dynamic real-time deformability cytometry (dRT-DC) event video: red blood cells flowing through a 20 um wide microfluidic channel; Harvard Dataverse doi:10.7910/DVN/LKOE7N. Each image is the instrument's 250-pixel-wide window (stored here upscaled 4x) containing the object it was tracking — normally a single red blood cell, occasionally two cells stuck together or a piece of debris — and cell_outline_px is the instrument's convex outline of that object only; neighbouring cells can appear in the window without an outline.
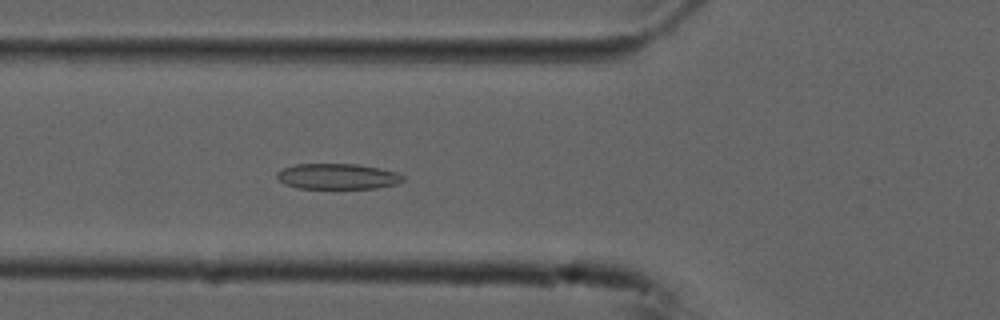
{"species": "common noctule bat (a hibernating species)", "species_latin": "Nyctalus noctula", "temperature_condition": "cold", "stored_images_in_passage": 43, "camera_frame_rate_fps": 3000, "um_per_image_px": 0.085, "animal": {"sex": "male", "forearm_length_mm": 52.5}, "frame": {"image": 1, "passage_image": 8, "time_ms": 2.333, "image_size_px": [1000, 320], "cell_outline_px": [[404, 180], [396, 184], [376, 188], [296, 188], [284, 184], [276, 176], [276, 172], [284, 168], [296, 164], [356, 164], [380, 168], [396, 172], [404, 176]], "centroid_in_image_um": [28.68, 14.99], "position_along_channel_um": 97.1, "area_um2": 18.79}}
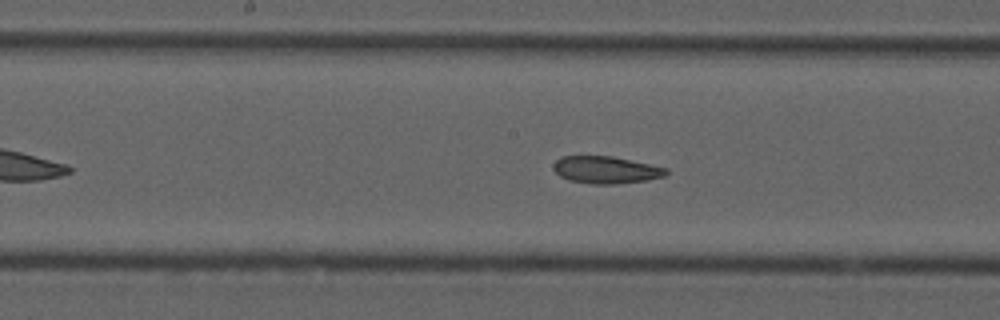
{"frame": {"image": 2, "passage_image": 16, "time_ms": 5.0, "image_size_px": [1000, 320], "cell_outline_px": [[668, 172], [664, 176], [648, 180], [616, 184], [592, 184], [568, 180], [560, 176], [552, 168], [552, 164], [560, 156], [612, 156], [668, 168]], "centroid_in_image_um": [51.48, 14.44], "position_along_channel_um": 196.7, "area_um2": 17.98}}
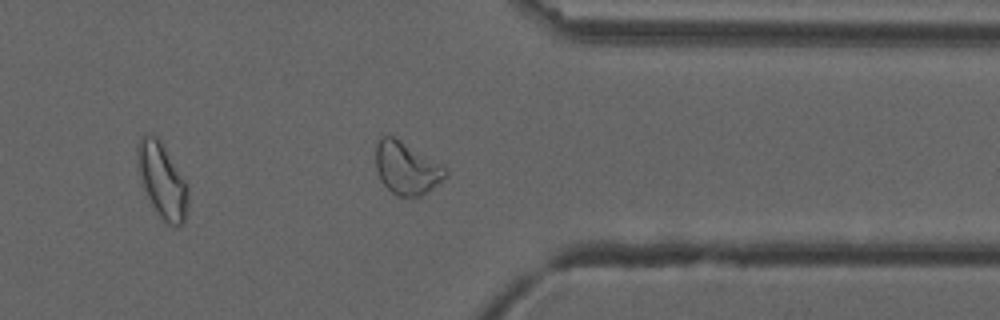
{"frame": {"image": 3, "passage_image": 31, "time_ms": 10.0, "image_size_px": [1000, 320], "cell_outline_px": [[448, 176], [428, 192], [420, 196], [400, 196], [392, 192], [380, 180], [376, 168], [376, 144], [380, 136], [392, 136], [400, 140], [444, 164], [448, 168]], "centroid_in_image_um": [34.6, 14.28], "position_along_channel_um": 376.8, "area_um2": 21.56}, "authors_computed_cell_mechanics": {"area_um2": 19.652, "velocity_mm_per_s": 3.7212, "shape_relaxation_time_tau1_ms": null, "shape_relaxation_time_tau2_ms": 2.6407, "deformation_change_tau1": null, "deformation_change_tau2": 0.0855}}